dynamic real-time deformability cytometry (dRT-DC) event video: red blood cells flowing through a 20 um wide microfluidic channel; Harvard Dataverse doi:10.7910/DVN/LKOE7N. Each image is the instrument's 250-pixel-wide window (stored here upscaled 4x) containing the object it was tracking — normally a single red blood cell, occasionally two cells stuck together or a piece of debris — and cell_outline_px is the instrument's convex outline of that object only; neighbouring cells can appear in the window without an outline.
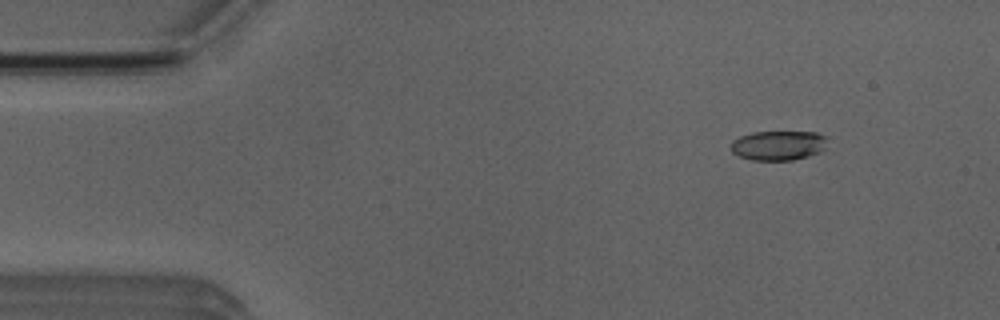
{"species": "Egyptian fruit bat (a non-hibernating species)", "species_latin": "Rousettus aegyptiacus", "temperature_condition": "room temperature", "stored_images_in_passage": 3, "camera_frame_rate_fps": 3000, "um_per_image_px": 0.085, "animal": {"sex": "male"}, "frame": {"image": 1, "passage_image": 1, "time_ms": 0.0, "image_size_px": [1000, 320], "cell_outline_px": [[824, 148], [808, 156], [792, 160], [752, 160], [740, 156], [732, 152], [732, 140], [740, 136], [752, 132], [816, 132], [824, 136]], "centroid_in_image_um": [66.1, 12.36], "position_along_channel_um": 18.9, "area_um2": 16.3}}